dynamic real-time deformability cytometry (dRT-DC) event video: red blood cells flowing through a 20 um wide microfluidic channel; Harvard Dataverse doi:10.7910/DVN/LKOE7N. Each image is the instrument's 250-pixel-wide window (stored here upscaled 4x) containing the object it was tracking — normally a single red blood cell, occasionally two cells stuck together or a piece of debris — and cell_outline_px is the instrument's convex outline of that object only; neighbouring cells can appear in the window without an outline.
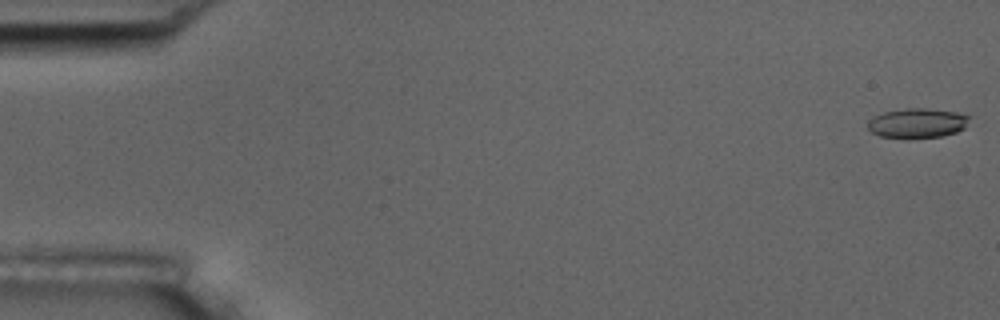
{"species": "common noctule bat (a hibernating species)", "species_latin": "Nyctalus noctula", "temperature_condition": "room temperature", "stored_images_in_passage": 56, "camera_frame_rate_fps": 3000, "um_per_image_px": 0.085, "animal": {"sex": "male", "body_mass_g": 17.5, "forearm_length_mm": 52.3}, "frame": {"image": 1, "passage_image": 1, "time_ms": 0.0, "image_size_px": [1000, 320], "cell_outline_px": [[972, 116], [964, 128], [956, 132], [940, 136], [908, 140], [880, 136], [872, 132], [868, 128], [868, 120], [872, 116], [884, 112], [908, 108], [928, 108], [956, 112]], "centroid_in_image_um": [77.96, 10.48], "position_along_channel_um": 7.0, "area_um2": 17.98}}
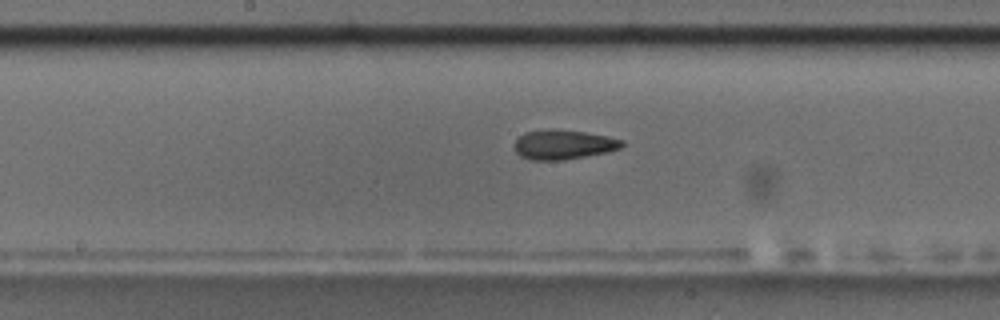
{"frame": {"image": 2, "passage_image": 29, "time_ms": 9.333, "image_size_px": [1000, 320], "cell_outline_px": [[624, 144], [620, 148], [608, 152], [564, 160], [532, 160], [520, 156], [512, 148], [512, 144], [524, 132], [552, 128], [556, 128], [584, 132], [608, 136], [624, 140]], "centroid_in_image_um": [47.86, 12.28], "position_along_channel_um": 200.3, "area_um2": 18.84}}
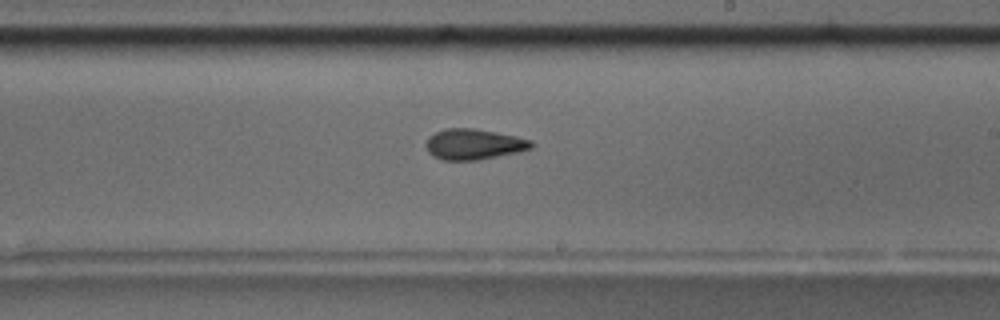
{"frame": {"image": 3, "passage_image": 33, "time_ms": 10.667, "image_size_px": [1000, 320], "cell_outline_px": [[536, 144], [532, 148], [520, 152], [480, 160], [440, 160], [432, 156], [428, 152], [424, 144], [428, 136], [444, 128], [476, 128], [516, 136], [532, 140]], "centroid_in_image_um": [40.27, 12.26], "position_along_channel_um": 248.7, "area_um2": 19.31}, "authors_computed_cell_mechanics": {"area_um2": 18.3804, "velocity_mm_per_s": 3.6474, "shape_relaxation_time_tau1_ms": 5.4685, "shape_relaxation_time_tau2_ms": 3.1168, "deformation_change_tau1": 0.1582, "deformation_change_tau2": 0.1145}}